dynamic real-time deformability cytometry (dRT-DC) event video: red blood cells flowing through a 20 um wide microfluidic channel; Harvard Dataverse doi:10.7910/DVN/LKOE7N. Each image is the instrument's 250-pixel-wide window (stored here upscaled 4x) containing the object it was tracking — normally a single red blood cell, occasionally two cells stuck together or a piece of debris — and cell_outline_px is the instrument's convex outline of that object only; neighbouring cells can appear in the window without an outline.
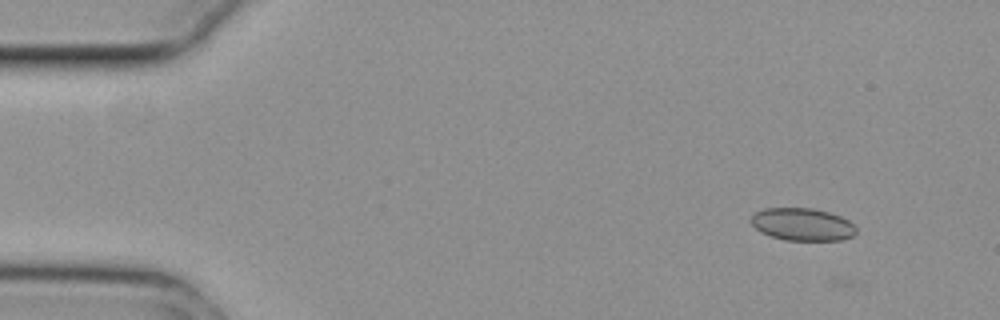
{"species": "common noctule bat (a hibernating species)", "species_latin": "Nyctalus noctula", "temperature_condition": "cold", "stored_images_in_passage": 8, "camera_frame_rate_fps": 3000, "um_per_image_px": 0.085, "animal": {"sex": "female", "body_mass_g": 29.2, "forearm_length_mm": 56.3}, "frame": {"image": 1, "passage_image": 6, "time_ms": 1.667, "image_size_px": [1000, 320], "cell_outline_px": [[856, 232], [852, 236], [840, 240], [784, 240], [760, 232], [752, 224], [752, 216], [756, 212], [764, 208], [812, 208], [828, 212], [840, 216], [848, 220], [856, 228]], "centroid_in_image_um": [68.2, 19.07], "position_along_channel_um": 16.8, "area_um2": 19.77}}